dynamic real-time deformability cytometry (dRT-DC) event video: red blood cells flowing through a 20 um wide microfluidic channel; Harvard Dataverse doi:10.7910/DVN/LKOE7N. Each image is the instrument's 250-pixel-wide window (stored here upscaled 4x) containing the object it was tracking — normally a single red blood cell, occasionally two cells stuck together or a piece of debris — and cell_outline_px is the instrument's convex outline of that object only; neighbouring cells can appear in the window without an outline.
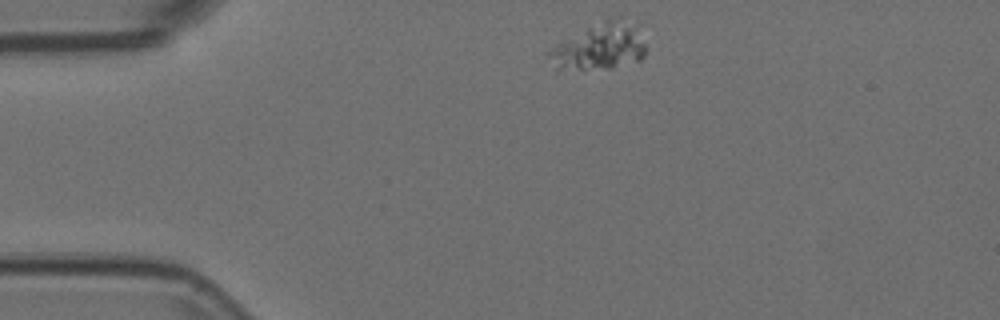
{"species": "Egyptian fruit bat (a non-hibernating species)", "species_latin": "Rousettus aegyptiacus", "temperature_condition": "room temperature", "stored_images_in_passage": 46, "camera_frame_rate_fps": 3000, "um_per_image_px": 0.085, "animal": {"sex": "female"}, "frame": {"image": 1, "passage_image": 1, "time_ms": 0.0, "image_size_px": [1000, 320], "cell_outline_px": [[644, 56], [640, 60], [608, 68], [556, 72], [544, 52], [556, 44], [604, 20], [616, 16], [620, 16], [632, 28], [644, 44]], "centroid_in_image_um": [50.81, 4.04], "position_along_channel_um": 34.2, "area_um2": 25.84}}
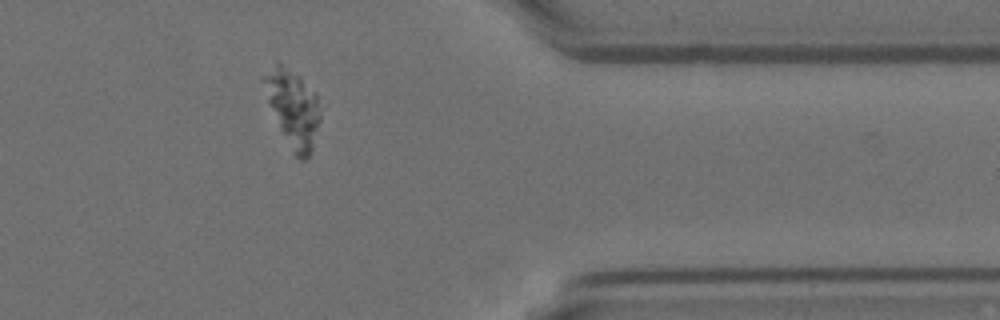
{"frame": {"image": 2, "passage_image": 36, "time_ms": 11.667, "image_size_px": [1000, 320], "cell_outline_px": [[320, 120], [312, 148], [308, 156], [304, 160], [300, 160], [296, 156], [280, 128], [268, 100], [260, 76], [276, 60], [280, 60], [300, 76], [316, 92], [320, 116]], "centroid_in_image_um": [24.88, 9.08], "position_along_channel_um": 386.5, "area_um2": 25.14}}
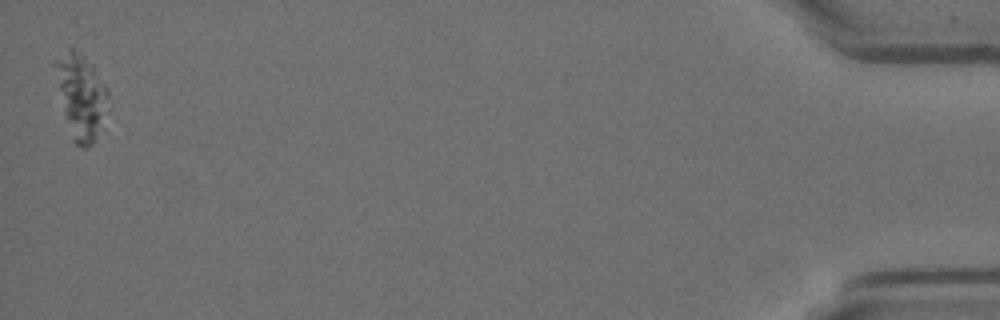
{"frame": {"image": 3, "passage_image": 46, "time_ms": 15.0, "image_size_px": [1000, 320], "cell_outline_px": [[112, 108], [92, 144], [84, 148], [80, 148], [76, 144], [64, 112], [52, 64], [68, 48], [72, 48], [92, 64], [104, 84], [108, 92]], "centroid_in_image_um": [6.94, 8.2], "position_along_channel_um": 428.3, "area_um2": 26.07}}